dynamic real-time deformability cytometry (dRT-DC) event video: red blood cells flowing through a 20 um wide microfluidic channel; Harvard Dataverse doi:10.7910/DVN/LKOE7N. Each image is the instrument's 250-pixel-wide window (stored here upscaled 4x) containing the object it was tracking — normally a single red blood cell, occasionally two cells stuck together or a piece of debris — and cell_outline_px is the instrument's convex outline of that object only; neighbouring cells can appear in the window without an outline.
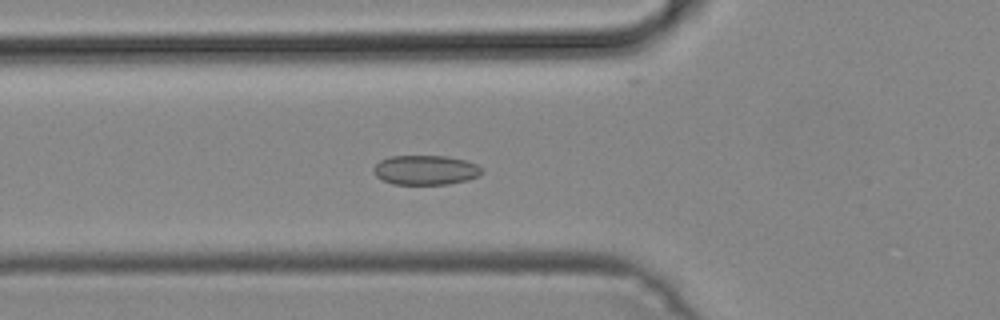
{"species": "common noctule bat (a hibernating species)", "species_latin": "Nyctalus noctula", "temperature_condition": "cold", "stored_images_in_passage": 43, "camera_frame_rate_fps": 3000, "um_per_image_px": 0.085, "animal": {"sex": "male", "body_mass_g": 19.2, "forearm_length_mm": 51.8}, "frame": {"image": 1, "passage_image": 17, "time_ms": 5.333, "image_size_px": [1000, 320], "cell_outline_px": [[484, 172], [468, 180], [448, 184], [392, 184], [376, 176], [372, 168], [380, 160], [388, 156], [444, 156], [464, 160], [476, 164]], "centroid_in_image_um": [36.14, 14.45], "position_along_channel_um": 89.7, "area_um2": 18.55}}
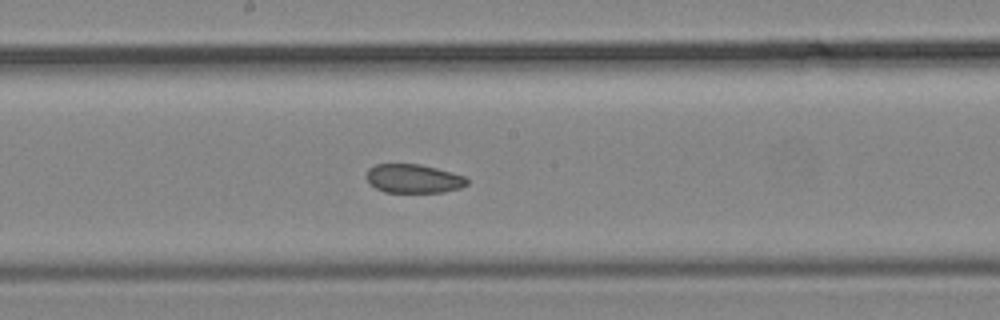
{"frame": {"image": 2, "passage_image": 26, "time_ms": 8.333, "image_size_px": [1000, 320], "cell_outline_px": [[468, 184], [460, 188], [444, 192], [384, 192], [376, 188], [364, 176], [368, 168], [376, 164], [420, 164], [452, 172], [464, 176], [468, 180]], "centroid_in_image_um": [35.14, 15.18], "position_along_channel_um": 213.1, "area_um2": 16.94}}
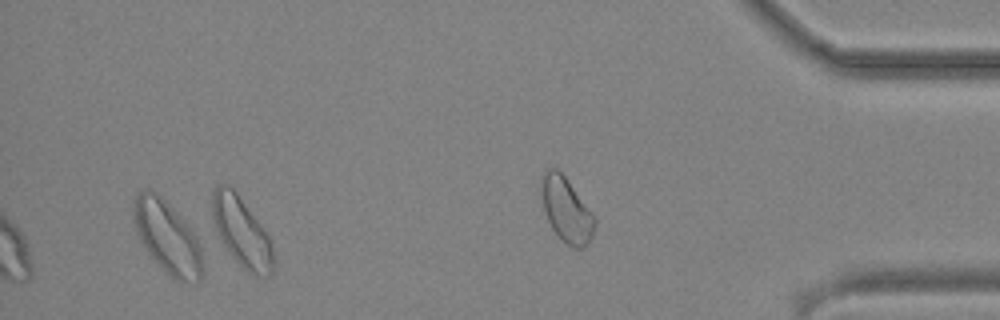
{"frame": {"image": 3, "passage_image": 40, "time_ms": 13.0, "image_size_px": [1000, 320], "cell_outline_px": [[204, 276], [196, 284], [180, 284], [148, 252], [140, 240], [136, 232], [132, 212], [132, 200], [140, 192], [148, 188], [156, 192], [192, 228], [200, 244]], "centroid_in_image_um": [14.25, 20.19], "position_along_channel_um": 420.9, "area_um2": 29.36}}